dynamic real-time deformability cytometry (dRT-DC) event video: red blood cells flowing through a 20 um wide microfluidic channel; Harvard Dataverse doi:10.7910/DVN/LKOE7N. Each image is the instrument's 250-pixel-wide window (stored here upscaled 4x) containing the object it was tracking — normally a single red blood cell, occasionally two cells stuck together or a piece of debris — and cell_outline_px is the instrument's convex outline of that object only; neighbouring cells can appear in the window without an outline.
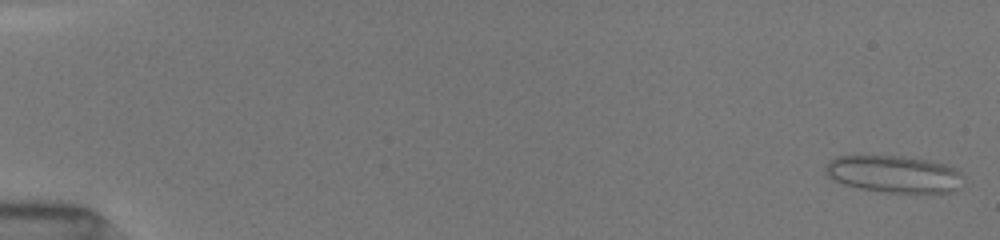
{"species": "common noctule bat (a hibernating species)", "species_latin": "Nyctalus noctula", "temperature_condition": "room temperature", "stored_images_in_passage": 52, "camera_frame_rate_fps": 3000, "um_per_image_px": 0.085, "animal": {"sex": "female", "body_mass_g": 19.5, "forearm_length_mm": 54.1}, "frame": {"image": 1, "passage_image": 1, "time_ms": 0.0, "image_size_px": [1000, 240], "cell_outline_px": [[964, 176], [960, 188], [952, 192], [888, 192], [860, 188], [844, 184], [828, 176], [824, 168], [836, 156], [904, 156], [928, 160], [944, 164], [956, 168]], "centroid_in_image_um": [76.04, 14.79], "position_along_channel_um": 9.0, "area_um2": 29.59}}
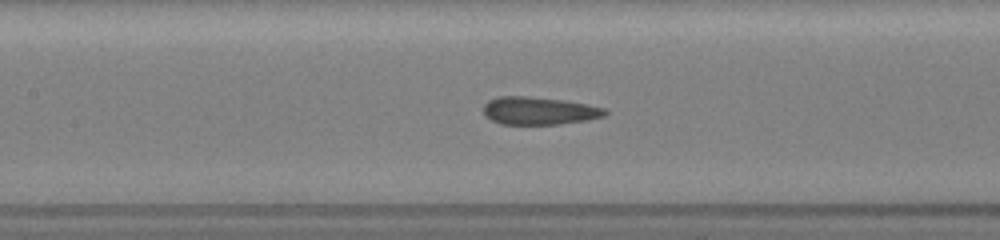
{"frame": {"image": 2, "passage_image": 25, "time_ms": 8.0, "image_size_px": [1000, 240], "cell_outline_px": [[608, 112], [604, 116], [588, 120], [560, 124], [500, 124], [484, 116], [484, 104], [488, 100], [496, 96], [528, 96], [564, 100], [588, 104], [604, 108]], "centroid_in_image_um": [45.8, 9.41], "position_along_channel_um": 161.6, "area_um2": 19.83}}
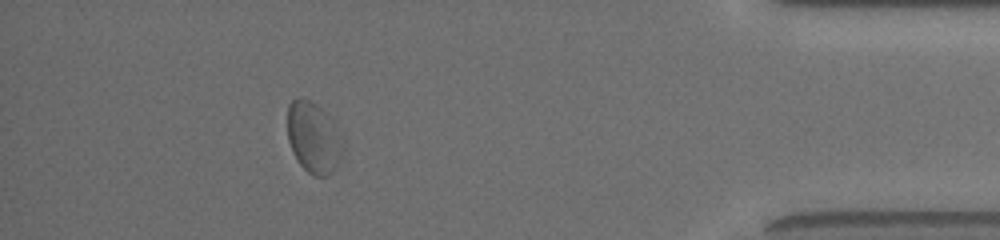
{"frame": {"image": 3, "passage_image": 47, "time_ms": 15.333, "image_size_px": [1000, 240], "cell_outline_px": [[344, 148], [332, 172], [328, 176], [312, 176], [296, 160], [292, 152], [288, 140], [288, 104], [296, 96], [300, 96], [316, 104], [336, 120], [344, 140]], "centroid_in_image_um": [26.68, 11.66], "position_along_channel_um": 408.5, "area_um2": 23.58}, "authors_computed_cell_mechanics": {"area_um2": 20.9525, "velocity_mm_per_s": 3.9748, "shape_relaxation_time_tau1_ms": 10.9495, "shape_relaxation_time_tau2_ms": 0.8392, "deformation_change_tau1": 0.1479, "deformation_change_tau2": 0.0721}}